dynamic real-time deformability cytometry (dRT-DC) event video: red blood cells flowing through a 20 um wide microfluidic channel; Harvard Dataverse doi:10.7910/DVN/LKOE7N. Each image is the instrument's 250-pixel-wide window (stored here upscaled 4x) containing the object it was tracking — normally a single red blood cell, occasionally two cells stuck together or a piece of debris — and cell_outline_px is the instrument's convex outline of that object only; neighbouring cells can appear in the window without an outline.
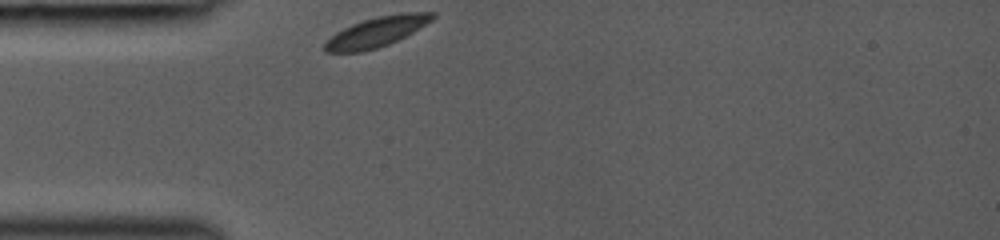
{"species": "common noctule bat (a hibernating species)", "species_latin": "Nyctalus noctula", "temperature_condition": "room temperature", "stored_images_in_passage": 28, "camera_frame_rate_fps": 3000, "um_per_image_px": 0.085, "animal": {"sex": "female", "body_mass_g": 19.0, "forearm_length_mm": 53.3}, "frame": {"image": 1, "passage_image": 1, "time_ms": 0.0, "image_size_px": [1000, 240], "cell_outline_px": [[436, 16], [432, 20], [412, 32], [388, 44], [376, 48], [360, 52], [324, 52], [324, 44], [336, 32], [352, 24], [364, 20], [380, 16], [404, 12], [436, 12]], "centroid_in_image_um": [32.02, 2.7], "position_along_channel_um": 53.0, "area_um2": 18.44}}
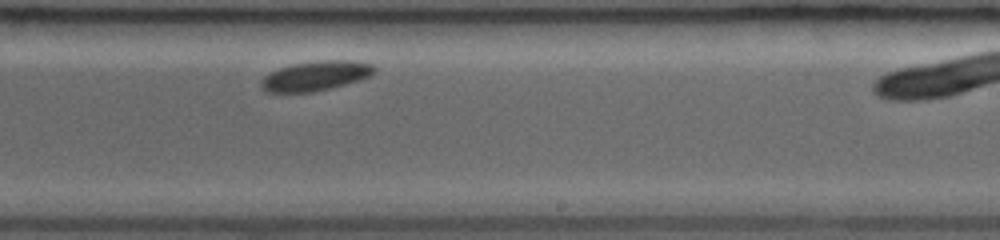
{"frame": {"image": 2, "passage_image": 17, "time_ms": 5.333, "image_size_px": [1000, 240], "cell_outline_px": [[376, 72], [368, 76], [344, 84], [312, 92], [264, 92], [260, 88], [260, 80], [264, 76], [280, 68], [292, 64], [320, 60], [352, 60], [372, 64], [376, 68]], "centroid_in_image_um": [26.79, 6.44], "position_along_channel_um": 262.2, "area_um2": 19.42}}
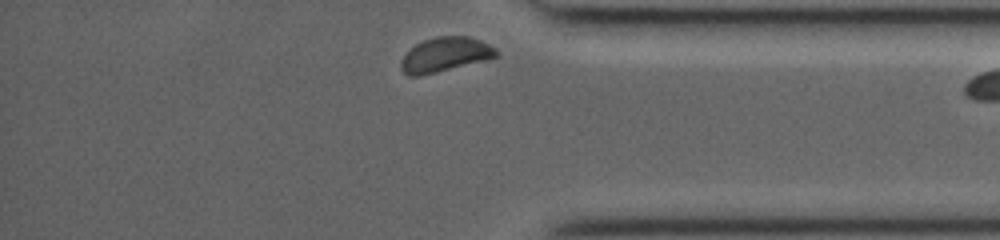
{"frame": {"image": 3, "passage_image": 27, "time_ms": 8.667, "image_size_px": [1000, 240], "cell_outline_px": [[496, 56], [488, 60], [420, 76], [408, 76], [400, 68], [400, 60], [416, 44], [424, 40], [436, 36], [468, 36], [480, 40], [496, 48]], "centroid_in_image_um": [37.83, 4.65], "position_along_channel_um": 397.4, "area_um2": 19.07}}